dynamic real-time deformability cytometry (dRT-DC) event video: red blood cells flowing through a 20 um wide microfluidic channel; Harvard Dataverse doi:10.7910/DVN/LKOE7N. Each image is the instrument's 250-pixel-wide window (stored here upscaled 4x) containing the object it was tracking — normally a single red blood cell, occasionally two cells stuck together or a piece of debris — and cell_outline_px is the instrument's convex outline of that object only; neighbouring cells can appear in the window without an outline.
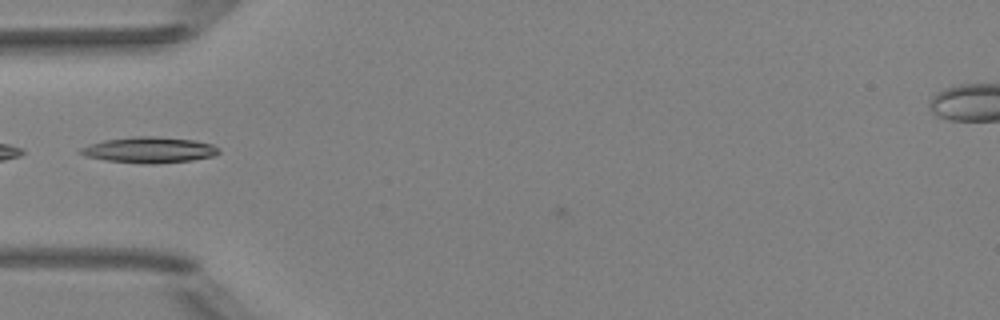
{"species": "Egyptian fruit bat (a non-hibernating species)", "species_latin": "Rousettus aegyptiacus", "temperature_condition": "room temperature", "stored_images_in_passage": 4, "camera_frame_rate_fps": 3000, "um_per_image_px": 0.085, "animal": {"sex": "female"}, "frame": {"image": 1, "passage_image": 1, "time_ms": 0.0, "image_size_px": [1000, 320], "cell_outline_px": [[220, 152], [216, 156], [192, 160], [152, 164], [148, 164], [108, 160], [84, 156], [80, 152], [80, 148], [88, 144], [104, 140], [136, 136], [152, 136], [192, 140], [212, 144]], "centroid_in_image_um": [12.68, 12.74], "position_along_channel_um": 72.3, "area_um2": 20.63}}